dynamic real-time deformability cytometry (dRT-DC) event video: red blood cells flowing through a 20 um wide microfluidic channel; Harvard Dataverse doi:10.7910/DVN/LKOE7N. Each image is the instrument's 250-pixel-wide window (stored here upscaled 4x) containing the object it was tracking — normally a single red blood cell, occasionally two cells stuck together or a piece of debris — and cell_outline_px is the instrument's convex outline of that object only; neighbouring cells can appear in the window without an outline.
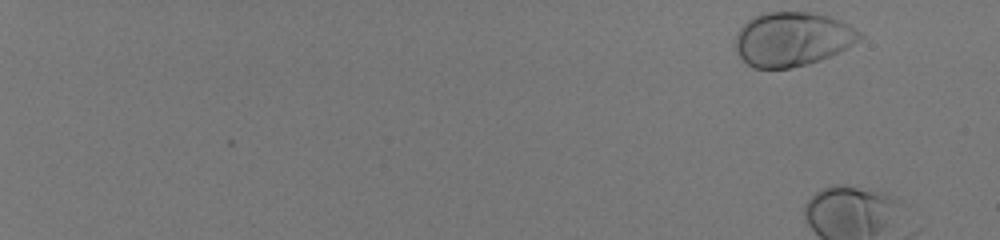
{"species": "human", "species_latin": "Homo sapiens", "temperature_condition": "room temperature", "stored_images_in_passage": 13, "camera_frame_rate_fps": 3000, "um_per_image_px": 0.085, "donor": {"sex": "male"}, "frame": {"image": 1, "passage_image": 1, "time_ms": 0.0, "image_size_px": [1000, 240], "cell_outline_px": [[864, 36], [852, 44], [820, 60], [808, 64], [792, 68], [752, 68], [736, 52], [736, 36], [740, 28], [748, 20], [756, 16], [768, 12], [812, 12], [828, 16], [840, 20], [848, 24], [860, 32]], "centroid_in_image_um": [67.34, 3.32], "position_along_channel_um": 17.7, "area_um2": 38.84}}